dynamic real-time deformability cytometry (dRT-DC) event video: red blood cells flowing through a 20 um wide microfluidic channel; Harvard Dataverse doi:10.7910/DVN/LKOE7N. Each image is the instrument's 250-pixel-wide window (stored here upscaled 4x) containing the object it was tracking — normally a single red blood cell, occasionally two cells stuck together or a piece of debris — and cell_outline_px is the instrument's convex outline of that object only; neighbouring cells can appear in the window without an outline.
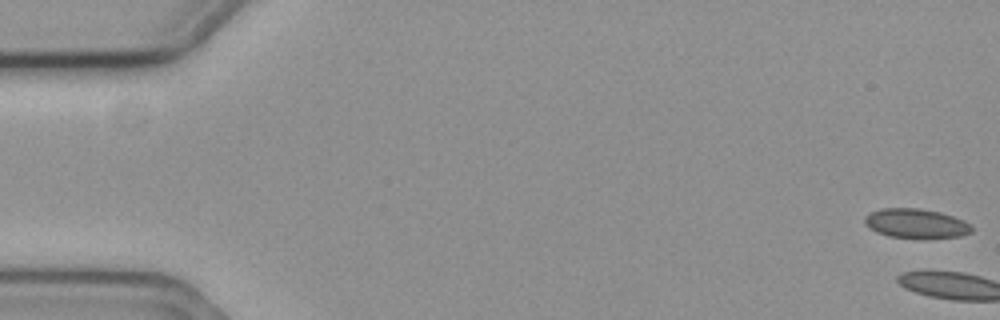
{"species": "common noctule bat (a hibernating species)", "species_latin": "Nyctalus noctula", "temperature_condition": "cold", "stored_images_in_passage": 3, "camera_frame_rate_fps": 3000, "um_per_image_px": 0.085, "animal": {"sex": "female", "body_mass_g": 19.3, "forearm_length_mm": 54.1}, "frame": {"image": 1, "passage_image": 1, "time_ms": 0.0, "image_size_px": [1000, 320], "cell_outline_px": [[972, 232], [960, 236], [888, 236], [876, 232], [868, 228], [864, 224], [864, 216], [872, 212], [884, 208], [920, 208], [940, 212], [952, 216], [968, 224], [972, 228]], "centroid_in_image_um": [77.78, 18.96], "position_along_channel_um": 7.2, "area_um2": 17.63}}